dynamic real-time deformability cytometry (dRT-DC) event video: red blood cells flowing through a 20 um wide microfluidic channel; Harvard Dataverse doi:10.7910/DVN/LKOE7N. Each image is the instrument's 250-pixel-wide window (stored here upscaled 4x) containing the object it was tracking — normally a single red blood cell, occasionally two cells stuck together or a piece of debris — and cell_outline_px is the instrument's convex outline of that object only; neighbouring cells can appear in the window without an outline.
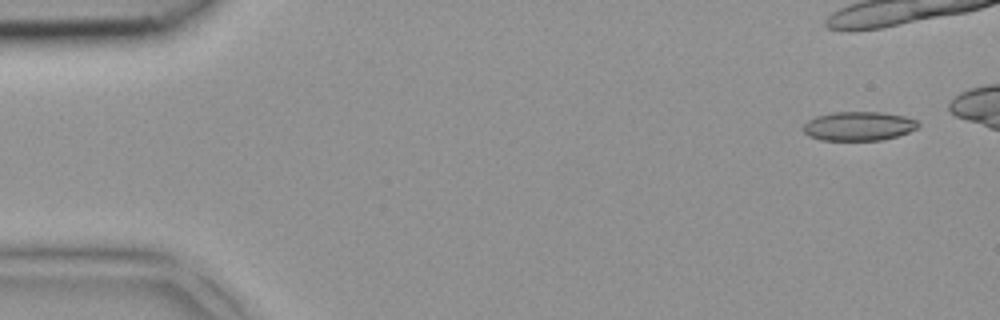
{"species": "common noctule bat (a hibernating species)", "species_latin": "Nyctalus noctula", "temperature_condition": "room temperature", "stored_images_in_passage": 9, "camera_frame_rate_fps": 3000, "um_per_image_px": 0.085, "animal": {"sex": "female", "body_mass_g": 18.4}, "frame": {"image": 1, "passage_image": 1, "time_ms": 0.0, "image_size_px": [1000, 320], "cell_outline_px": [[920, 124], [916, 128], [908, 132], [896, 136], [880, 140], [820, 140], [808, 136], [804, 132], [804, 124], [808, 120], [816, 116], [832, 112], [884, 112], [904, 116], [916, 120]], "centroid_in_image_um": [72.96, 10.71], "position_along_channel_um": 12.0, "area_um2": 19.42}}
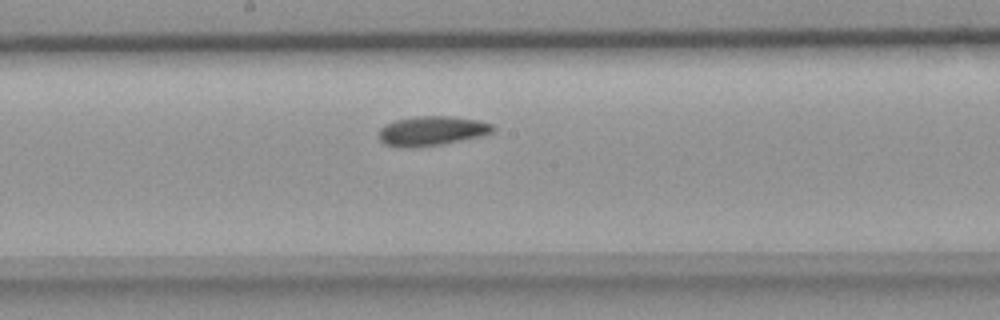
{"frame": {"image": 2, "passage_image": 9, "time_ms": 2.667, "image_size_px": [1000, 320], "cell_outline_px": [[496, 128], [492, 132], [484, 136], [440, 144], [416, 148], [396, 148], [384, 144], [376, 136], [380, 128], [396, 120], [416, 116], [448, 116], [480, 120], [492, 124]], "centroid_in_image_um": [36.68, 11.14], "position_along_channel_um": 211.5, "area_um2": 19.94}}